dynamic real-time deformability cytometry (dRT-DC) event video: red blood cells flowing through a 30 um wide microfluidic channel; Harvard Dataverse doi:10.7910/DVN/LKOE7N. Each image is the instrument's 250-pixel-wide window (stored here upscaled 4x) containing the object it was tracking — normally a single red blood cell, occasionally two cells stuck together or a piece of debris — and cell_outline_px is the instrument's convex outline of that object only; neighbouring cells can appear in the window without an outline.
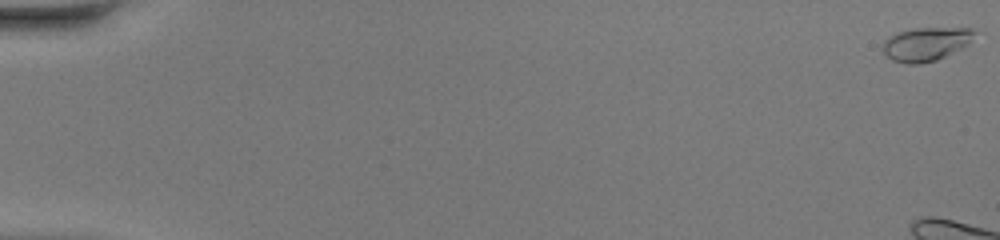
{"species": "common noctule bat (a hibernating species)", "species_latin": "Nyctalus noctula", "temperature_condition": "warm", "stored_images_in_passage": 8, "camera_frame_rate_fps": 3000, "um_per_image_px": 0.085, "animal": {"sex": "female", "body_mass_g": 20.0, "forearm_length_mm": 54.0}, "frame": {"image": 1, "passage_image": 1, "time_ms": 0.0, "image_size_px": [1000, 240], "cell_outline_px": [[976, 32], [968, 44], [936, 60], [920, 64], [904, 64], [892, 60], [884, 52], [880, 44], [888, 36], [896, 32], [916, 28], [972, 28]], "centroid_in_image_um": [78.64, 3.74], "position_along_channel_um": 6.4, "area_um2": 17.98}}